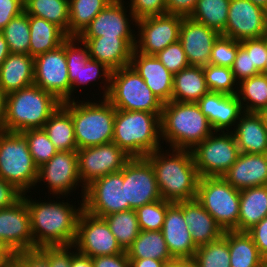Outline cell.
I'll return each mask as SVG.
<instances>
[{
	"mask_svg": "<svg viewBox=\"0 0 267 267\" xmlns=\"http://www.w3.org/2000/svg\"><path fill=\"white\" fill-rule=\"evenodd\" d=\"M27 203L31 232L33 236V249L44 246H73L78 219L83 209V200L76 209L68 202H41L33 200L23 194ZM37 201V202H36Z\"/></svg>",
	"mask_w": 267,
	"mask_h": 267,
	"instance_id": "cell-1",
	"label": "cell"
},
{
	"mask_svg": "<svg viewBox=\"0 0 267 267\" xmlns=\"http://www.w3.org/2000/svg\"><path fill=\"white\" fill-rule=\"evenodd\" d=\"M162 152L161 148L145 157L154 169L162 199L172 203L196 199L200 176L191 150Z\"/></svg>",
	"mask_w": 267,
	"mask_h": 267,
	"instance_id": "cell-2",
	"label": "cell"
},
{
	"mask_svg": "<svg viewBox=\"0 0 267 267\" xmlns=\"http://www.w3.org/2000/svg\"><path fill=\"white\" fill-rule=\"evenodd\" d=\"M161 138L171 149L192 150L215 132L197 103L169 101L160 117Z\"/></svg>",
	"mask_w": 267,
	"mask_h": 267,
	"instance_id": "cell-3",
	"label": "cell"
},
{
	"mask_svg": "<svg viewBox=\"0 0 267 267\" xmlns=\"http://www.w3.org/2000/svg\"><path fill=\"white\" fill-rule=\"evenodd\" d=\"M161 114L116 109L112 142L130 157H146L161 149Z\"/></svg>",
	"mask_w": 267,
	"mask_h": 267,
	"instance_id": "cell-4",
	"label": "cell"
},
{
	"mask_svg": "<svg viewBox=\"0 0 267 267\" xmlns=\"http://www.w3.org/2000/svg\"><path fill=\"white\" fill-rule=\"evenodd\" d=\"M62 104L54 95L37 85L7 94L4 131L22 132L43 128L45 122Z\"/></svg>",
	"mask_w": 267,
	"mask_h": 267,
	"instance_id": "cell-5",
	"label": "cell"
},
{
	"mask_svg": "<svg viewBox=\"0 0 267 267\" xmlns=\"http://www.w3.org/2000/svg\"><path fill=\"white\" fill-rule=\"evenodd\" d=\"M101 101L75 102L73 98L62 103L71 113L78 149L112 142L116 108L106 98Z\"/></svg>",
	"mask_w": 267,
	"mask_h": 267,
	"instance_id": "cell-6",
	"label": "cell"
},
{
	"mask_svg": "<svg viewBox=\"0 0 267 267\" xmlns=\"http://www.w3.org/2000/svg\"><path fill=\"white\" fill-rule=\"evenodd\" d=\"M0 178L23 194L37 185L38 167L21 132L0 130Z\"/></svg>",
	"mask_w": 267,
	"mask_h": 267,
	"instance_id": "cell-7",
	"label": "cell"
},
{
	"mask_svg": "<svg viewBox=\"0 0 267 267\" xmlns=\"http://www.w3.org/2000/svg\"><path fill=\"white\" fill-rule=\"evenodd\" d=\"M106 99L116 109L162 113L163 103L131 65L111 72L110 90Z\"/></svg>",
	"mask_w": 267,
	"mask_h": 267,
	"instance_id": "cell-8",
	"label": "cell"
},
{
	"mask_svg": "<svg viewBox=\"0 0 267 267\" xmlns=\"http://www.w3.org/2000/svg\"><path fill=\"white\" fill-rule=\"evenodd\" d=\"M196 199L224 231L237 230L240 190L222 176L200 177Z\"/></svg>",
	"mask_w": 267,
	"mask_h": 267,
	"instance_id": "cell-9",
	"label": "cell"
},
{
	"mask_svg": "<svg viewBox=\"0 0 267 267\" xmlns=\"http://www.w3.org/2000/svg\"><path fill=\"white\" fill-rule=\"evenodd\" d=\"M191 152L200 177L222 176L240 154L231 130L222 131V133L213 132L197 144Z\"/></svg>",
	"mask_w": 267,
	"mask_h": 267,
	"instance_id": "cell-10",
	"label": "cell"
},
{
	"mask_svg": "<svg viewBox=\"0 0 267 267\" xmlns=\"http://www.w3.org/2000/svg\"><path fill=\"white\" fill-rule=\"evenodd\" d=\"M131 158L113 142L77 149L78 172L83 185H80L82 200L87 185L109 173L120 171Z\"/></svg>",
	"mask_w": 267,
	"mask_h": 267,
	"instance_id": "cell-11",
	"label": "cell"
},
{
	"mask_svg": "<svg viewBox=\"0 0 267 267\" xmlns=\"http://www.w3.org/2000/svg\"><path fill=\"white\" fill-rule=\"evenodd\" d=\"M79 46H84V48ZM65 56L68 67V78L71 83V96L75 88L79 85L86 84L87 86L88 83L93 80L96 82V80L100 78L106 82L104 86H102L105 87L103 88L104 93L102 98H106L110 90L112 70L104 63L91 58L87 45L77 36H69L65 40Z\"/></svg>",
	"mask_w": 267,
	"mask_h": 267,
	"instance_id": "cell-12",
	"label": "cell"
},
{
	"mask_svg": "<svg viewBox=\"0 0 267 267\" xmlns=\"http://www.w3.org/2000/svg\"><path fill=\"white\" fill-rule=\"evenodd\" d=\"M83 209L102 218L115 212L129 210V203H125L122 172L109 173L87 185Z\"/></svg>",
	"mask_w": 267,
	"mask_h": 267,
	"instance_id": "cell-13",
	"label": "cell"
},
{
	"mask_svg": "<svg viewBox=\"0 0 267 267\" xmlns=\"http://www.w3.org/2000/svg\"><path fill=\"white\" fill-rule=\"evenodd\" d=\"M76 251L91 258L104 255H117L124 250L110 230L106 220L83 210L77 224L73 244Z\"/></svg>",
	"mask_w": 267,
	"mask_h": 267,
	"instance_id": "cell-14",
	"label": "cell"
},
{
	"mask_svg": "<svg viewBox=\"0 0 267 267\" xmlns=\"http://www.w3.org/2000/svg\"><path fill=\"white\" fill-rule=\"evenodd\" d=\"M120 171L129 210L162 199L154 169L145 157H132Z\"/></svg>",
	"mask_w": 267,
	"mask_h": 267,
	"instance_id": "cell-15",
	"label": "cell"
},
{
	"mask_svg": "<svg viewBox=\"0 0 267 267\" xmlns=\"http://www.w3.org/2000/svg\"><path fill=\"white\" fill-rule=\"evenodd\" d=\"M34 84L54 95L62 103L72 100L65 41L58 48L34 58Z\"/></svg>",
	"mask_w": 267,
	"mask_h": 267,
	"instance_id": "cell-16",
	"label": "cell"
},
{
	"mask_svg": "<svg viewBox=\"0 0 267 267\" xmlns=\"http://www.w3.org/2000/svg\"><path fill=\"white\" fill-rule=\"evenodd\" d=\"M183 16L163 14L148 16L136 21L138 33L135 50L137 52L156 55L168 45L179 40L180 26Z\"/></svg>",
	"mask_w": 267,
	"mask_h": 267,
	"instance_id": "cell-17",
	"label": "cell"
},
{
	"mask_svg": "<svg viewBox=\"0 0 267 267\" xmlns=\"http://www.w3.org/2000/svg\"><path fill=\"white\" fill-rule=\"evenodd\" d=\"M236 41L267 35V11L250 0H230L226 28L221 34Z\"/></svg>",
	"mask_w": 267,
	"mask_h": 267,
	"instance_id": "cell-18",
	"label": "cell"
},
{
	"mask_svg": "<svg viewBox=\"0 0 267 267\" xmlns=\"http://www.w3.org/2000/svg\"><path fill=\"white\" fill-rule=\"evenodd\" d=\"M47 182L53 195H70V192L81 183L78 164L77 150L58 151L48 162L38 168L37 183Z\"/></svg>",
	"mask_w": 267,
	"mask_h": 267,
	"instance_id": "cell-19",
	"label": "cell"
},
{
	"mask_svg": "<svg viewBox=\"0 0 267 267\" xmlns=\"http://www.w3.org/2000/svg\"><path fill=\"white\" fill-rule=\"evenodd\" d=\"M0 239L15 254L33 249L30 214L24 197L12 206L0 209Z\"/></svg>",
	"mask_w": 267,
	"mask_h": 267,
	"instance_id": "cell-20",
	"label": "cell"
},
{
	"mask_svg": "<svg viewBox=\"0 0 267 267\" xmlns=\"http://www.w3.org/2000/svg\"><path fill=\"white\" fill-rule=\"evenodd\" d=\"M221 34L189 17H183L179 41L189 65L205 67L209 64L211 51Z\"/></svg>",
	"mask_w": 267,
	"mask_h": 267,
	"instance_id": "cell-21",
	"label": "cell"
},
{
	"mask_svg": "<svg viewBox=\"0 0 267 267\" xmlns=\"http://www.w3.org/2000/svg\"><path fill=\"white\" fill-rule=\"evenodd\" d=\"M161 231L168 251L175 260L191 261L194 258L198 247L193 243L183 217V201L171 203L167 207Z\"/></svg>",
	"mask_w": 267,
	"mask_h": 267,
	"instance_id": "cell-22",
	"label": "cell"
},
{
	"mask_svg": "<svg viewBox=\"0 0 267 267\" xmlns=\"http://www.w3.org/2000/svg\"><path fill=\"white\" fill-rule=\"evenodd\" d=\"M125 2L113 0L84 29L78 38L119 37L136 38L131 29ZM128 16V17H127ZM129 21V22H128ZM135 36V37H134Z\"/></svg>",
	"mask_w": 267,
	"mask_h": 267,
	"instance_id": "cell-23",
	"label": "cell"
},
{
	"mask_svg": "<svg viewBox=\"0 0 267 267\" xmlns=\"http://www.w3.org/2000/svg\"><path fill=\"white\" fill-rule=\"evenodd\" d=\"M88 49L90 57L116 70L129 66L135 49L136 38L97 37L79 38Z\"/></svg>",
	"mask_w": 267,
	"mask_h": 267,
	"instance_id": "cell-24",
	"label": "cell"
},
{
	"mask_svg": "<svg viewBox=\"0 0 267 267\" xmlns=\"http://www.w3.org/2000/svg\"><path fill=\"white\" fill-rule=\"evenodd\" d=\"M130 65L163 104L172 101L174 74L155 55L143 54L134 49Z\"/></svg>",
	"mask_w": 267,
	"mask_h": 267,
	"instance_id": "cell-25",
	"label": "cell"
},
{
	"mask_svg": "<svg viewBox=\"0 0 267 267\" xmlns=\"http://www.w3.org/2000/svg\"><path fill=\"white\" fill-rule=\"evenodd\" d=\"M197 105L216 132H224V130L229 132V128L235 126L234 124L243 113L236 95L208 92L197 102Z\"/></svg>",
	"mask_w": 267,
	"mask_h": 267,
	"instance_id": "cell-26",
	"label": "cell"
},
{
	"mask_svg": "<svg viewBox=\"0 0 267 267\" xmlns=\"http://www.w3.org/2000/svg\"><path fill=\"white\" fill-rule=\"evenodd\" d=\"M222 177L238 190L267 185V154L240 153Z\"/></svg>",
	"mask_w": 267,
	"mask_h": 267,
	"instance_id": "cell-27",
	"label": "cell"
},
{
	"mask_svg": "<svg viewBox=\"0 0 267 267\" xmlns=\"http://www.w3.org/2000/svg\"><path fill=\"white\" fill-rule=\"evenodd\" d=\"M234 131L240 153L267 154V127L261 113L243 112Z\"/></svg>",
	"mask_w": 267,
	"mask_h": 267,
	"instance_id": "cell-28",
	"label": "cell"
},
{
	"mask_svg": "<svg viewBox=\"0 0 267 267\" xmlns=\"http://www.w3.org/2000/svg\"><path fill=\"white\" fill-rule=\"evenodd\" d=\"M183 217L197 247L216 241L224 234L223 228L197 199L183 201Z\"/></svg>",
	"mask_w": 267,
	"mask_h": 267,
	"instance_id": "cell-29",
	"label": "cell"
},
{
	"mask_svg": "<svg viewBox=\"0 0 267 267\" xmlns=\"http://www.w3.org/2000/svg\"><path fill=\"white\" fill-rule=\"evenodd\" d=\"M34 84V58L29 54L10 53L0 66V87L12 93Z\"/></svg>",
	"mask_w": 267,
	"mask_h": 267,
	"instance_id": "cell-30",
	"label": "cell"
},
{
	"mask_svg": "<svg viewBox=\"0 0 267 267\" xmlns=\"http://www.w3.org/2000/svg\"><path fill=\"white\" fill-rule=\"evenodd\" d=\"M267 216V185L240 190L237 232H247Z\"/></svg>",
	"mask_w": 267,
	"mask_h": 267,
	"instance_id": "cell-31",
	"label": "cell"
},
{
	"mask_svg": "<svg viewBox=\"0 0 267 267\" xmlns=\"http://www.w3.org/2000/svg\"><path fill=\"white\" fill-rule=\"evenodd\" d=\"M208 92L203 67L189 65L173 76L172 101L197 103Z\"/></svg>",
	"mask_w": 267,
	"mask_h": 267,
	"instance_id": "cell-32",
	"label": "cell"
},
{
	"mask_svg": "<svg viewBox=\"0 0 267 267\" xmlns=\"http://www.w3.org/2000/svg\"><path fill=\"white\" fill-rule=\"evenodd\" d=\"M29 55L35 58L58 48L69 37L60 27L49 21L29 15Z\"/></svg>",
	"mask_w": 267,
	"mask_h": 267,
	"instance_id": "cell-33",
	"label": "cell"
},
{
	"mask_svg": "<svg viewBox=\"0 0 267 267\" xmlns=\"http://www.w3.org/2000/svg\"><path fill=\"white\" fill-rule=\"evenodd\" d=\"M43 129L58 151L78 149L71 113L63 104L49 117Z\"/></svg>",
	"mask_w": 267,
	"mask_h": 267,
	"instance_id": "cell-34",
	"label": "cell"
},
{
	"mask_svg": "<svg viewBox=\"0 0 267 267\" xmlns=\"http://www.w3.org/2000/svg\"><path fill=\"white\" fill-rule=\"evenodd\" d=\"M223 237L228 241L230 267H261L266 262L247 232L227 230Z\"/></svg>",
	"mask_w": 267,
	"mask_h": 267,
	"instance_id": "cell-35",
	"label": "cell"
},
{
	"mask_svg": "<svg viewBox=\"0 0 267 267\" xmlns=\"http://www.w3.org/2000/svg\"><path fill=\"white\" fill-rule=\"evenodd\" d=\"M129 259H156L175 261L168 251L164 236L159 231L141 230L135 241L126 250Z\"/></svg>",
	"mask_w": 267,
	"mask_h": 267,
	"instance_id": "cell-36",
	"label": "cell"
},
{
	"mask_svg": "<svg viewBox=\"0 0 267 267\" xmlns=\"http://www.w3.org/2000/svg\"><path fill=\"white\" fill-rule=\"evenodd\" d=\"M238 84L236 96L243 112L262 113L267 108V75L260 73Z\"/></svg>",
	"mask_w": 267,
	"mask_h": 267,
	"instance_id": "cell-37",
	"label": "cell"
},
{
	"mask_svg": "<svg viewBox=\"0 0 267 267\" xmlns=\"http://www.w3.org/2000/svg\"><path fill=\"white\" fill-rule=\"evenodd\" d=\"M24 11L57 25L68 35L69 0H24Z\"/></svg>",
	"mask_w": 267,
	"mask_h": 267,
	"instance_id": "cell-38",
	"label": "cell"
},
{
	"mask_svg": "<svg viewBox=\"0 0 267 267\" xmlns=\"http://www.w3.org/2000/svg\"><path fill=\"white\" fill-rule=\"evenodd\" d=\"M113 0H69L68 36H79Z\"/></svg>",
	"mask_w": 267,
	"mask_h": 267,
	"instance_id": "cell-39",
	"label": "cell"
},
{
	"mask_svg": "<svg viewBox=\"0 0 267 267\" xmlns=\"http://www.w3.org/2000/svg\"><path fill=\"white\" fill-rule=\"evenodd\" d=\"M229 6L230 0H198L189 18L222 34L226 28Z\"/></svg>",
	"mask_w": 267,
	"mask_h": 267,
	"instance_id": "cell-40",
	"label": "cell"
},
{
	"mask_svg": "<svg viewBox=\"0 0 267 267\" xmlns=\"http://www.w3.org/2000/svg\"><path fill=\"white\" fill-rule=\"evenodd\" d=\"M117 243L126 251L140 233L136 210L115 212L103 217Z\"/></svg>",
	"mask_w": 267,
	"mask_h": 267,
	"instance_id": "cell-41",
	"label": "cell"
},
{
	"mask_svg": "<svg viewBox=\"0 0 267 267\" xmlns=\"http://www.w3.org/2000/svg\"><path fill=\"white\" fill-rule=\"evenodd\" d=\"M10 53L29 54V15L24 11L15 16L1 31Z\"/></svg>",
	"mask_w": 267,
	"mask_h": 267,
	"instance_id": "cell-42",
	"label": "cell"
},
{
	"mask_svg": "<svg viewBox=\"0 0 267 267\" xmlns=\"http://www.w3.org/2000/svg\"><path fill=\"white\" fill-rule=\"evenodd\" d=\"M196 267H230L228 241L220 239L199 246L191 260Z\"/></svg>",
	"mask_w": 267,
	"mask_h": 267,
	"instance_id": "cell-43",
	"label": "cell"
},
{
	"mask_svg": "<svg viewBox=\"0 0 267 267\" xmlns=\"http://www.w3.org/2000/svg\"><path fill=\"white\" fill-rule=\"evenodd\" d=\"M21 133L28 142L29 152L38 168L58 152L43 128L27 129Z\"/></svg>",
	"mask_w": 267,
	"mask_h": 267,
	"instance_id": "cell-44",
	"label": "cell"
},
{
	"mask_svg": "<svg viewBox=\"0 0 267 267\" xmlns=\"http://www.w3.org/2000/svg\"><path fill=\"white\" fill-rule=\"evenodd\" d=\"M203 71L209 92L224 93L227 95L237 94L238 90L235 89H238L236 88L238 87V82L235 80L230 67L208 64L203 67Z\"/></svg>",
	"mask_w": 267,
	"mask_h": 267,
	"instance_id": "cell-45",
	"label": "cell"
},
{
	"mask_svg": "<svg viewBox=\"0 0 267 267\" xmlns=\"http://www.w3.org/2000/svg\"><path fill=\"white\" fill-rule=\"evenodd\" d=\"M172 202L163 199L145 204L136 209L138 224L143 231L162 230L167 207Z\"/></svg>",
	"mask_w": 267,
	"mask_h": 267,
	"instance_id": "cell-46",
	"label": "cell"
},
{
	"mask_svg": "<svg viewBox=\"0 0 267 267\" xmlns=\"http://www.w3.org/2000/svg\"><path fill=\"white\" fill-rule=\"evenodd\" d=\"M237 52L238 41L220 35L213 45L209 64L231 68Z\"/></svg>",
	"mask_w": 267,
	"mask_h": 267,
	"instance_id": "cell-47",
	"label": "cell"
},
{
	"mask_svg": "<svg viewBox=\"0 0 267 267\" xmlns=\"http://www.w3.org/2000/svg\"><path fill=\"white\" fill-rule=\"evenodd\" d=\"M155 56L172 74L178 73L189 66L182 44L179 40L168 45Z\"/></svg>",
	"mask_w": 267,
	"mask_h": 267,
	"instance_id": "cell-48",
	"label": "cell"
},
{
	"mask_svg": "<svg viewBox=\"0 0 267 267\" xmlns=\"http://www.w3.org/2000/svg\"><path fill=\"white\" fill-rule=\"evenodd\" d=\"M129 7V15L135 26L138 19L167 14L166 0H130Z\"/></svg>",
	"mask_w": 267,
	"mask_h": 267,
	"instance_id": "cell-49",
	"label": "cell"
},
{
	"mask_svg": "<svg viewBox=\"0 0 267 267\" xmlns=\"http://www.w3.org/2000/svg\"><path fill=\"white\" fill-rule=\"evenodd\" d=\"M241 46L250 54L251 68L260 73L264 70L267 58V35L261 38L240 41Z\"/></svg>",
	"mask_w": 267,
	"mask_h": 267,
	"instance_id": "cell-50",
	"label": "cell"
},
{
	"mask_svg": "<svg viewBox=\"0 0 267 267\" xmlns=\"http://www.w3.org/2000/svg\"><path fill=\"white\" fill-rule=\"evenodd\" d=\"M234 78L238 83L244 79L260 74L256 68H251L250 54L238 41V52L231 67Z\"/></svg>",
	"mask_w": 267,
	"mask_h": 267,
	"instance_id": "cell-51",
	"label": "cell"
},
{
	"mask_svg": "<svg viewBox=\"0 0 267 267\" xmlns=\"http://www.w3.org/2000/svg\"><path fill=\"white\" fill-rule=\"evenodd\" d=\"M73 246H44L39 249L48 257L50 267H71ZM70 249V250H69Z\"/></svg>",
	"mask_w": 267,
	"mask_h": 267,
	"instance_id": "cell-52",
	"label": "cell"
},
{
	"mask_svg": "<svg viewBox=\"0 0 267 267\" xmlns=\"http://www.w3.org/2000/svg\"><path fill=\"white\" fill-rule=\"evenodd\" d=\"M15 261L21 267H50L48 257L39 248L17 252Z\"/></svg>",
	"mask_w": 267,
	"mask_h": 267,
	"instance_id": "cell-53",
	"label": "cell"
},
{
	"mask_svg": "<svg viewBox=\"0 0 267 267\" xmlns=\"http://www.w3.org/2000/svg\"><path fill=\"white\" fill-rule=\"evenodd\" d=\"M22 12H24V0H0V31Z\"/></svg>",
	"mask_w": 267,
	"mask_h": 267,
	"instance_id": "cell-54",
	"label": "cell"
},
{
	"mask_svg": "<svg viewBox=\"0 0 267 267\" xmlns=\"http://www.w3.org/2000/svg\"><path fill=\"white\" fill-rule=\"evenodd\" d=\"M247 233L252 237L260 256L267 262V216L248 230Z\"/></svg>",
	"mask_w": 267,
	"mask_h": 267,
	"instance_id": "cell-55",
	"label": "cell"
},
{
	"mask_svg": "<svg viewBox=\"0 0 267 267\" xmlns=\"http://www.w3.org/2000/svg\"><path fill=\"white\" fill-rule=\"evenodd\" d=\"M23 197L14 185L0 178V209L10 207Z\"/></svg>",
	"mask_w": 267,
	"mask_h": 267,
	"instance_id": "cell-56",
	"label": "cell"
},
{
	"mask_svg": "<svg viewBox=\"0 0 267 267\" xmlns=\"http://www.w3.org/2000/svg\"><path fill=\"white\" fill-rule=\"evenodd\" d=\"M93 267H130L126 251L117 255H104L92 258Z\"/></svg>",
	"mask_w": 267,
	"mask_h": 267,
	"instance_id": "cell-57",
	"label": "cell"
},
{
	"mask_svg": "<svg viewBox=\"0 0 267 267\" xmlns=\"http://www.w3.org/2000/svg\"><path fill=\"white\" fill-rule=\"evenodd\" d=\"M198 0H166L167 14L189 17Z\"/></svg>",
	"mask_w": 267,
	"mask_h": 267,
	"instance_id": "cell-58",
	"label": "cell"
},
{
	"mask_svg": "<svg viewBox=\"0 0 267 267\" xmlns=\"http://www.w3.org/2000/svg\"><path fill=\"white\" fill-rule=\"evenodd\" d=\"M130 267H165L166 264L174 261H161L152 258L148 259H129Z\"/></svg>",
	"mask_w": 267,
	"mask_h": 267,
	"instance_id": "cell-59",
	"label": "cell"
},
{
	"mask_svg": "<svg viewBox=\"0 0 267 267\" xmlns=\"http://www.w3.org/2000/svg\"><path fill=\"white\" fill-rule=\"evenodd\" d=\"M15 260V253L0 239V266L11 264Z\"/></svg>",
	"mask_w": 267,
	"mask_h": 267,
	"instance_id": "cell-60",
	"label": "cell"
},
{
	"mask_svg": "<svg viewBox=\"0 0 267 267\" xmlns=\"http://www.w3.org/2000/svg\"><path fill=\"white\" fill-rule=\"evenodd\" d=\"M71 267H93L92 258L75 251L71 259Z\"/></svg>",
	"mask_w": 267,
	"mask_h": 267,
	"instance_id": "cell-61",
	"label": "cell"
},
{
	"mask_svg": "<svg viewBox=\"0 0 267 267\" xmlns=\"http://www.w3.org/2000/svg\"><path fill=\"white\" fill-rule=\"evenodd\" d=\"M6 97L7 94L0 87V130H3L6 115Z\"/></svg>",
	"mask_w": 267,
	"mask_h": 267,
	"instance_id": "cell-62",
	"label": "cell"
},
{
	"mask_svg": "<svg viewBox=\"0 0 267 267\" xmlns=\"http://www.w3.org/2000/svg\"><path fill=\"white\" fill-rule=\"evenodd\" d=\"M9 54L8 44L4 39L3 34L0 32V66Z\"/></svg>",
	"mask_w": 267,
	"mask_h": 267,
	"instance_id": "cell-63",
	"label": "cell"
},
{
	"mask_svg": "<svg viewBox=\"0 0 267 267\" xmlns=\"http://www.w3.org/2000/svg\"><path fill=\"white\" fill-rule=\"evenodd\" d=\"M253 4H255L256 6L264 9L265 11H267V0H250Z\"/></svg>",
	"mask_w": 267,
	"mask_h": 267,
	"instance_id": "cell-64",
	"label": "cell"
},
{
	"mask_svg": "<svg viewBox=\"0 0 267 267\" xmlns=\"http://www.w3.org/2000/svg\"><path fill=\"white\" fill-rule=\"evenodd\" d=\"M165 267H183V260H175L174 262L166 264Z\"/></svg>",
	"mask_w": 267,
	"mask_h": 267,
	"instance_id": "cell-65",
	"label": "cell"
},
{
	"mask_svg": "<svg viewBox=\"0 0 267 267\" xmlns=\"http://www.w3.org/2000/svg\"><path fill=\"white\" fill-rule=\"evenodd\" d=\"M183 267H196L192 261L183 260Z\"/></svg>",
	"mask_w": 267,
	"mask_h": 267,
	"instance_id": "cell-66",
	"label": "cell"
},
{
	"mask_svg": "<svg viewBox=\"0 0 267 267\" xmlns=\"http://www.w3.org/2000/svg\"><path fill=\"white\" fill-rule=\"evenodd\" d=\"M0 267H21V266L14 260L11 264Z\"/></svg>",
	"mask_w": 267,
	"mask_h": 267,
	"instance_id": "cell-67",
	"label": "cell"
},
{
	"mask_svg": "<svg viewBox=\"0 0 267 267\" xmlns=\"http://www.w3.org/2000/svg\"><path fill=\"white\" fill-rule=\"evenodd\" d=\"M264 117L265 123H266V127H267V108L261 113Z\"/></svg>",
	"mask_w": 267,
	"mask_h": 267,
	"instance_id": "cell-68",
	"label": "cell"
},
{
	"mask_svg": "<svg viewBox=\"0 0 267 267\" xmlns=\"http://www.w3.org/2000/svg\"><path fill=\"white\" fill-rule=\"evenodd\" d=\"M261 73L267 75V58H266L264 70Z\"/></svg>",
	"mask_w": 267,
	"mask_h": 267,
	"instance_id": "cell-69",
	"label": "cell"
},
{
	"mask_svg": "<svg viewBox=\"0 0 267 267\" xmlns=\"http://www.w3.org/2000/svg\"><path fill=\"white\" fill-rule=\"evenodd\" d=\"M261 267H267V262H265Z\"/></svg>",
	"mask_w": 267,
	"mask_h": 267,
	"instance_id": "cell-70",
	"label": "cell"
}]
</instances>
